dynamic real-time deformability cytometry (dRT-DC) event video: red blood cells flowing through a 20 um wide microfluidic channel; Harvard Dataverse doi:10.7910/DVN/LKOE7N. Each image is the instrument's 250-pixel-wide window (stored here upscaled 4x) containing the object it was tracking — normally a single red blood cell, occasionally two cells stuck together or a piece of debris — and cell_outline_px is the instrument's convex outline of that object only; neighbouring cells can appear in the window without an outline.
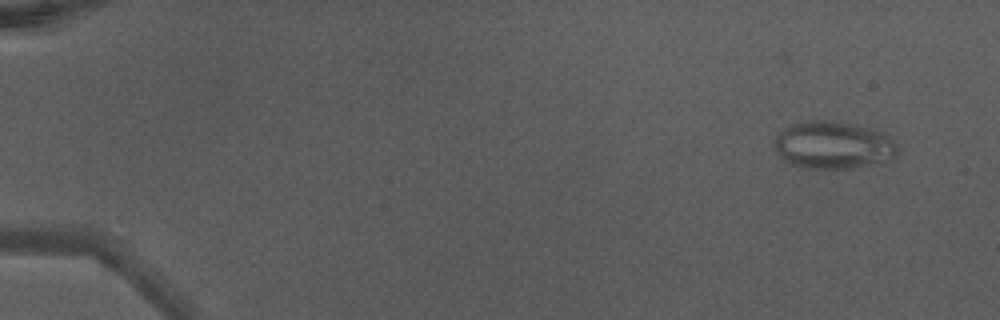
{"species": "Egyptian fruit bat (a non-hibernating species)", "species_latin": "Rousettus aegyptiacus", "temperature_condition": "warm", "stored_images_in_passage": 49, "camera_frame_rate_fps": 3000, "um_per_image_px": 0.085, "animal": {"sex": "male"}, "frame": {"image": 1, "passage_image": 4, "time_ms": 1.0, "image_size_px": [1000, 320], "cell_outline_px": [[900, 144], [896, 156], [888, 160], [848, 168], [808, 168], [792, 164], [784, 160], [780, 156], [776, 148], [776, 136], [784, 128], [792, 124], [808, 120], [840, 120], [868, 128]], "centroid_in_image_um": [70.82, 12.32], "position_along_channel_um": 14.2, "area_um2": 33.64}}
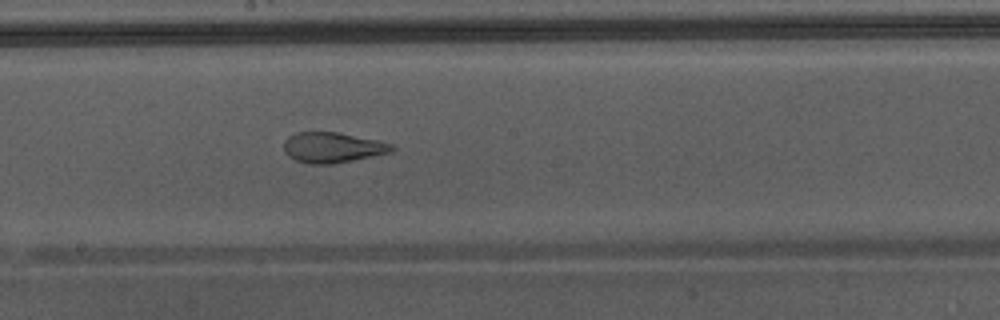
{"frame": {"image": 2, "passage_image": 29, "time_ms": 9.333, "image_size_px": [1000, 320], "cell_outline_px": [[396, 148], [392, 152], [332, 164], [308, 164], [296, 160], [288, 156], [284, 152], [284, 140], [288, 136], [296, 132], [336, 132], [376, 140], [392, 144]], "centroid_in_image_um": [28.23, 12.54], "position_along_channel_um": 220.0, "area_um2": 19.07}}
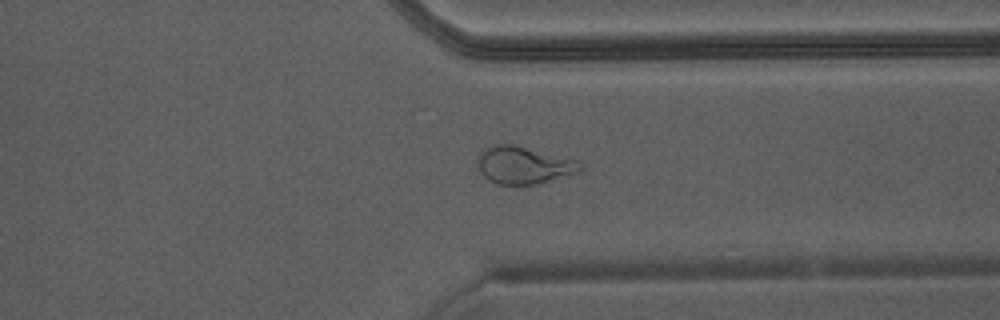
{"frame": {"image": 3, "passage_image": 39, "time_ms": 12.667, "image_size_px": [1000, 320], "cell_outline_px": [[580, 172], [536, 184], [496, 184], [488, 180], [480, 172], [476, 160], [480, 152], [496, 144], [512, 144], [576, 160], [580, 168]], "centroid_in_image_um": [44.45, 14.05], "position_along_channel_um": 366.9, "area_um2": 21.96}, "authors_computed_cell_mechanics": {"area_um2": 26.9926, "velocity_mm_per_s": 4.3989, "shape_relaxation_time_tau1_ms": null, "shape_relaxation_time_tau2_ms": 1.0633, "deformation_change_tau1": null, "deformation_change_tau2": 0.0981}}